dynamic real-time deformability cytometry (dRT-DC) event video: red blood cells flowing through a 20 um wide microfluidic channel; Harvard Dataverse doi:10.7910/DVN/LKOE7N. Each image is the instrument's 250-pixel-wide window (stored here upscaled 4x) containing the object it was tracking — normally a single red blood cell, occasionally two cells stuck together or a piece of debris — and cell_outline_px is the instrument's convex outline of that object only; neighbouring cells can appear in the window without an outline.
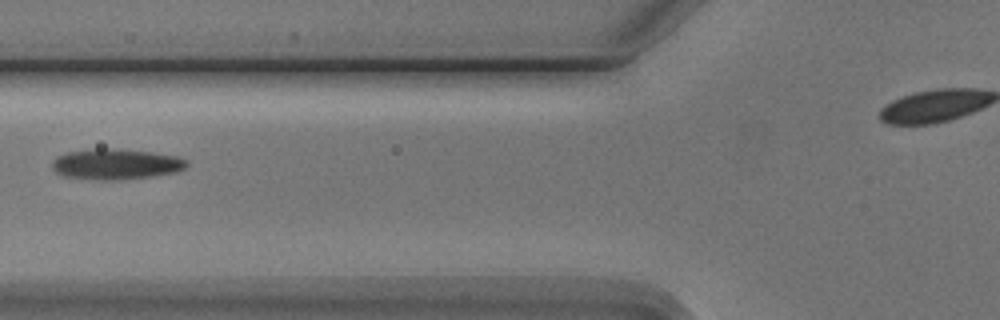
{"species": "Egyptian fruit bat (a non-hibernating species)", "species_latin": "Rousettus aegyptiacus", "temperature_condition": "cold", "stored_images_in_passage": 3, "camera_frame_rate_fps": 3000, "um_per_image_px": 0.085, "animal": {"sex": "male"}, "frame": {"image": 1, "passage_image": 2, "time_ms": 1.333, "image_size_px": [1000, 320], "cell_outline_px": [[188, 164], [184, 168], [172, 172], [148, 176], [116, 180], [104, 180], [64, 176], [56, 172], [52, 168], [52, 160], [56, 156], [68, 152], [96, 148], [120, 148], [152, 152], [176, 156], [184, 160]], "centroid_in_image_um": [9.79, 13.93], "position_along_channel_um": 116.0, "area_um2": 23.76}}
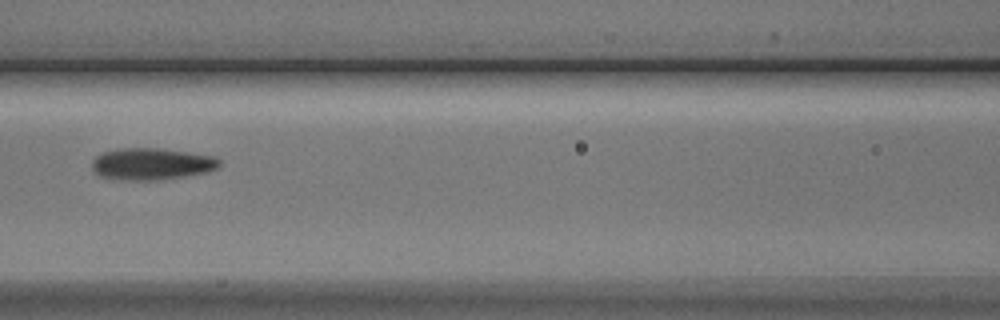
{"frame": {"image": 2, "passage_image": 3, "time_ms": 2.333, "image_size_px": [1000, 320], "cell_outline_px": [[220, 164], [216, 168], [208, 172], [164, 180], [112, 180], [100, 176], [92, 168], [92, 160], [96, 156], [104, 152], [120, 148], [156, 148], [216, 156], [220, 160]], "centroid_in_image_um": [12.88, 13.95], "position_along_channel_um": 153.7, "area_um2": 23.81}}